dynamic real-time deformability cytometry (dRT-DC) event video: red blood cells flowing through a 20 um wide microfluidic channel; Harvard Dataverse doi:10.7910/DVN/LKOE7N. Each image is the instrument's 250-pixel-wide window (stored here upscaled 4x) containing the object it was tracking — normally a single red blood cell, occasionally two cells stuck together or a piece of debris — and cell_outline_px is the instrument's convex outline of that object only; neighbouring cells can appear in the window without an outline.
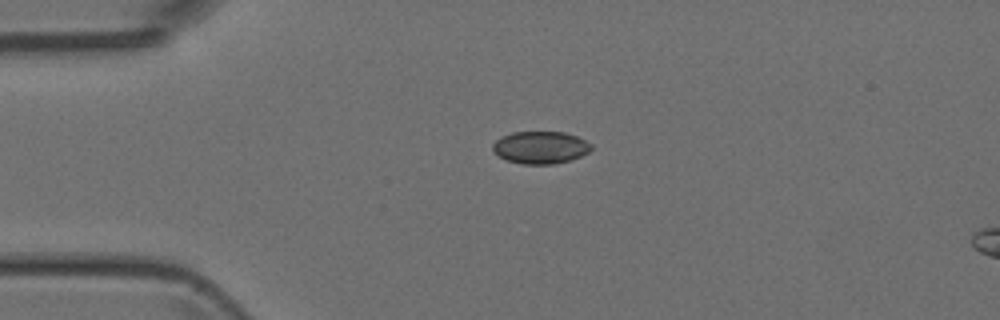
{"species": "Egyptian fruit bat (a non-hibernating species)", "species_latin": "Rousettus aegyptiacus", "temperature_condition": "room temperature", "stored_images_in_passage": 5, "segment_of_instrument_passage": [2, 2], "camera_frame_rate_fps": 3000, "um_per_image_px": 0.085, "animal": {"sex": "female"}, "frame": {"image": 1, "passage_image": 5, "time_ms": 4.667, "image_size_px": [1000, 320], "cell_outline_px": [[592, 148], [588, 152], [580, 156], [568, 160], [552, 164], [524, 164], [508, 160], [492, 152], [492, 144], [496, 140], [512, 132], [564, 132], [576, 136], [592, 144]], "centroid_in_image_um": [45.92, 12.53], "position_along_channel_um": 39.1, "area_um2": 18.38}}